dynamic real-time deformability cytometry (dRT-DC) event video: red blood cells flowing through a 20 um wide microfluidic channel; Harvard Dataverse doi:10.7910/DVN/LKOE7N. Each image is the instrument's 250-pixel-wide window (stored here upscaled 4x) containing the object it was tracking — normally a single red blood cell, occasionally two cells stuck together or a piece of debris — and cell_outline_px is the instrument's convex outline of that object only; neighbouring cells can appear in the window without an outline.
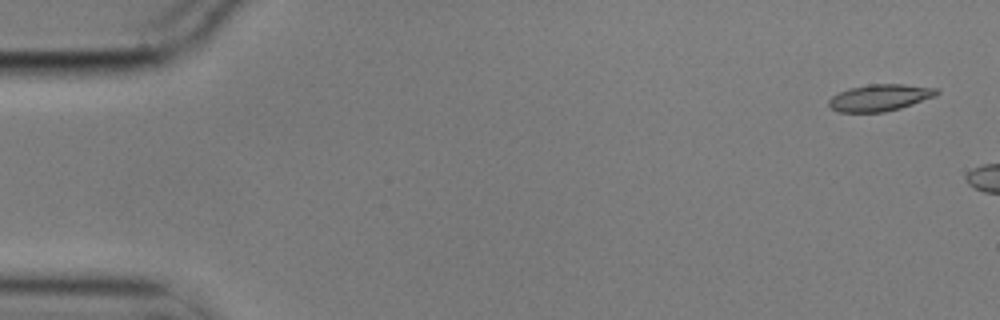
{"species": "common noctule bat (a hibernating species)", "species_latin": "Nyctalus noctula", "temperature_condition": "cold", "stored_images_in_passage": 2, "camera_frame_rate_fps": 3000, "um_per_image_px": 0.085, "animal": {"sex": "male", "body_mass_g": 17.9}, "frame": {"image": 1, "passage_image": 1, "time_ms": 0.0, "image_size_px": [1000, 320], "cell_outline_px": [[940, 92], [936, 96], [900, 108], [884, 112], [840, 112], [832, 108], [828, 104], [828, 100], [832, 96], [840, 92], [852, 88], [868, 84], [904, 84], [936, 88]], "centroid_in_image_um": [74.8, 8.3], "position_along_channel_um": 10.2, "area_um2": 16.65}}